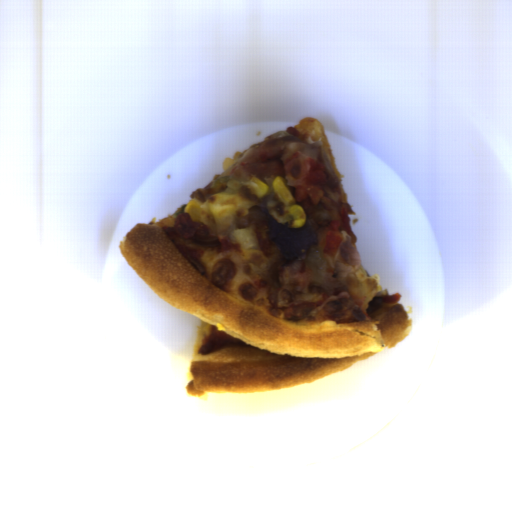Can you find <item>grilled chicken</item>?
Returning <instances> with one entry per match:
<instances>
[{"instance_id":"7e0887df","label":"grilled chicken","mask_w":512,"mask_h":512,"mask_svg":"<svg viewBox=\"0 0 512 512\" xmlns=\"http://www.w3.org/2000/svg\"><path fill=\"white\" fill-rule=\"evenodd\" d=\"M164 231L179 253L187 260L191 257L196 261L205 249V247L195 244L196 237L209 240L205 225L194 222L187 212L179 213L175 217L173 226L165 227Z\"/></svg>"},{"instance_id":"a9712176","label":"grilled chicken","mask_w":512,"mask_h":512,"mask_svg":"<svg viewBox=\"0 0 512 512\" xmlns=\"http://www.w3.org/2000/svg\"><path fill=\"white\" fill-rule=\"evenodd\" d=\"M323 191L320 200L314 204L312 199L296 201L305 212V221L303 225H310L314 228L315 234L322 227H327L335 221L339 230H343L350 238L351 243H355L357 236L353 233L350 226L348 204L341 201L336 187L327 184H321Z\"/></svg>"},{"instance_id":"f79808b3","label":"grilled chicken","mask_w":512,"mask_h":512,"mask_svg":"<svg viewBox=\"0 0 512 512\" xmlns=\"http://www.w3.org/2000/svg\"><path fill=\"white\" fill-rule=\"evenodd\" d=\"M233 275L234 269L232 263L228 260L219 261L212 269L213 284L217 287H222Z\"/></svg>"},{"instance_id":"32c87f6e","label":"grilled chicken","mask_w":512,"mask_h":512,"mask_svg":"<svg viewBox=\"0 0 512 512\" xmlns=\"http://www.w3.org/2000/svg\"><path fill=\"white\" fill-rule=\"evenodd\" d=\"M274 220L267 208L252 205L246 217L237 219V230L250 229L256 240V247L267 257L278 252V245L270 239L271 221Z\"/></svg>"},{"instance_id":"277b20a1","label":"grilled chicken","mask_w":512,"mask_h":512,"mask_svg":"<svg viewBox=\"0 0 512 512\" xmlns=\"http://www.w3.org/2000/svg\"><path fill=\"white\" fill-rule=\"evenodd\" d=\"M313 271H294L284 263L273 264L267 283L269 302L282 308L289 320H335L339 323L351 321L358 306L349 293L328 294L321 288L310 285Z\"/></svg>"}]
</instances>
